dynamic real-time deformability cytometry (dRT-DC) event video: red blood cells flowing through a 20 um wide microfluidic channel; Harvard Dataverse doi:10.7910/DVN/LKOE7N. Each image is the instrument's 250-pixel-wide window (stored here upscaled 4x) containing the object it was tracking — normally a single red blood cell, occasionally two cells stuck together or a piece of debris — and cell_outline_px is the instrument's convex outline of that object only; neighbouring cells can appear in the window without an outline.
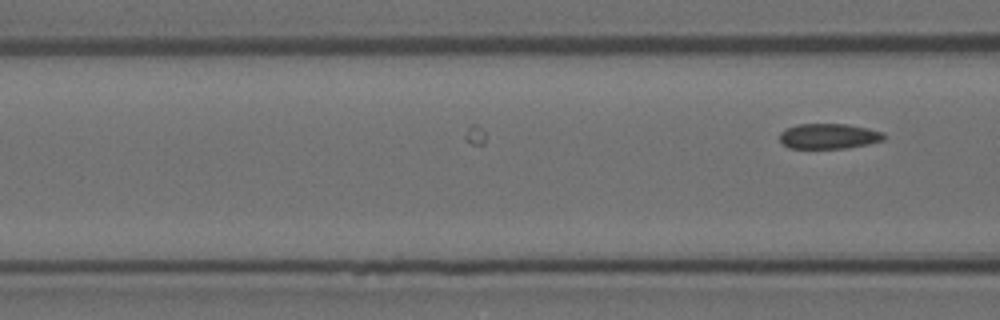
{"species": "Egyptian fruit bat (a non-hibernating species)", "species_latin": "Rousettus aegyptiacus", "temperature_condition": "room temperature", "stored_images_in_passage": 20, "camera_frame_rate_fps": 3000, "um_per_image_px": 0.085, "animal": {"sex": "female"}, "frame": {"image": 1, "passage_image": 20, "time_ms": 6.333, "image_size_px": [1000, 320], "cell_outline_px": [[884, 140], [868, 144], [848, 148], [788, 148], [780, 144], [780, 132], [796, 124], [848, 124], [868, 128], [884, 132]], "centroid_in_image_um": [70.43, 11.58], "position_along_channel_um": 96.2, "area_um2": 15.49}}